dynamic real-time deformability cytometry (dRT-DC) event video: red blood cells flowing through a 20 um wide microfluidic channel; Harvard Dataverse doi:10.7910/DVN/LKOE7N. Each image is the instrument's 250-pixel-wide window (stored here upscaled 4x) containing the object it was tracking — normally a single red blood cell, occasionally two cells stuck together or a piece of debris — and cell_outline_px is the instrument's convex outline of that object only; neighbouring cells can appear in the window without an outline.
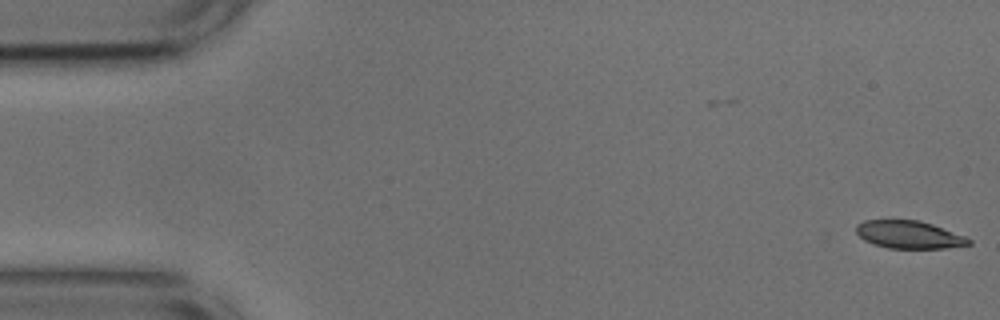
{"species": "common noctule bat (a hibernating species)", "species_latin": "Nyctalus noctula", "temperature_condition": "cold", "stored_images_in_passage": 53, "camera_frame_rate_fps": 3000, "um_per_image_px": 0.085, "animal": {"sex": "male", "body_mass_g": 17.9, "forearm_length_mm": 54.2}, "frame": {"image": 1, "passage_image": 1, "time_ms": 0.0, "image_size_px": [1000, 320], "cell_outline_px": [[972, 244], [944, 248], [888, 248], [872, 244], [864, 240], [856, 232], [856, 224], [864, 220], [920, 220], [968, 236], [972, 240]], "centroid_in_image_um": [77.29, 19.94], "position_along_channel_um": 7.7, "area_um2": 18.38}}
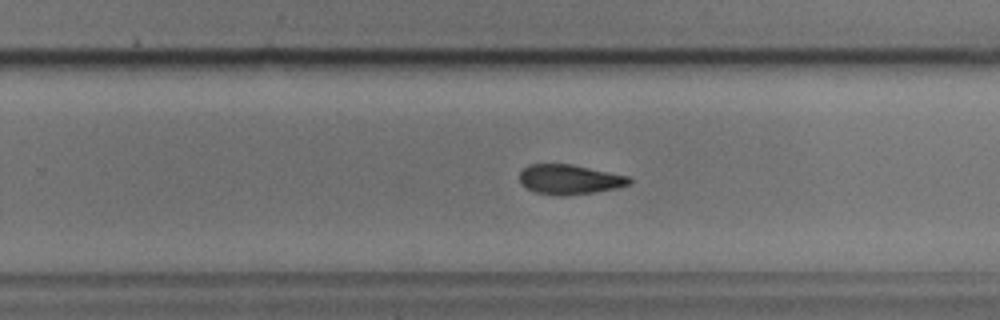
{"frame": {"image": 2, "passage_image": 33, "time_ms": 10.667, "image_size_px": [1000, 320], "cell_outline_px": [[632, 184], [616, 188], [596, 192], [568, 196], [556, 196], [536, 192], [520, 184], [520, 172], [528, 164], [572, 164], [632, 176]], "centroid_in_image_um": [48.46, 15.25], "position_along_channel_um": 281.3, "area_um2": 19.42}}
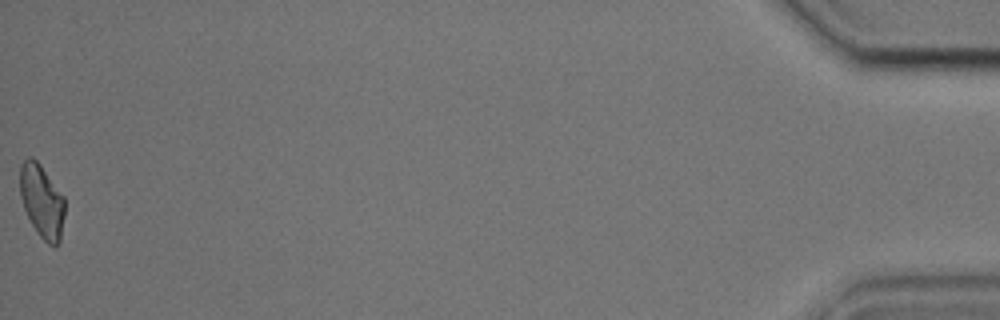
{"frame": {"image": 3, "passage_image": 53, "time_ms": 17.333, "image_size_px": [1000, 320], "cell_outline_px": [[64, 216], [60, 240], [56, 248], [48, 244], [36, 232], [24, 208], [20, 196], [20, 164], [28, 156], [32, 156], [40, 164], [64, 196]], "centroid_in_image_um": [3.56, 17.09], "position_along_channel_um": 431.6, "area_um2": 19.19}, "authors_computed_cell_mechanics": {"area_um2": 19.5942, "velocity_mm_per_s": 3.754, "shape_relaxation_time_tau1_ms": 4.3637, "shape_relaxation_time_tau2_ms": 6.3642, "deformation_change_tau1": 0.1375, "deformation_change_tau2": 0.1388}}